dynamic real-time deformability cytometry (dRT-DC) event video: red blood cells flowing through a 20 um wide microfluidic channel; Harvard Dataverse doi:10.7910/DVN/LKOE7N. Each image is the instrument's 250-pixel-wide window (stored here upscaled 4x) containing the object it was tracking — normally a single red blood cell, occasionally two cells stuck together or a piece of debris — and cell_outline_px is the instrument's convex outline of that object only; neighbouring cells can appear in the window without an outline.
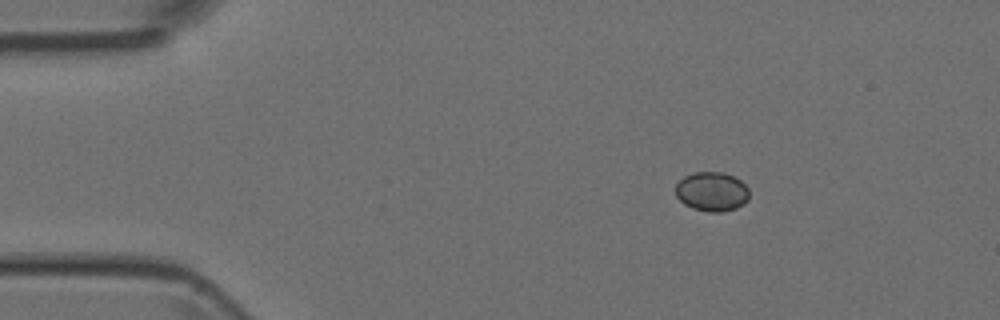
{"species": "Egyptian fruit bat (a non-hibernating species)", "species_latin": "Rousettus aegyptiacus", "temperature_condition": "room temperature", "stored_images_in_passage": 4, "camera_frame_rate_fps": 3000, "um_per_image_px": 0.085, "animal": {"sex": "female"}, "frame": {"image": 1, "passage_image": 1, "time_ms": 0.0, "image_size_px": [1000, 320], "cell_outline_px": [[748, 200], [744, 204], [736, 208], [720, 212], [708, 212], [692, 208], [684, 204], [676, 196], [676, 184], [684, 176], [692, 172], [724, 172], [740, 180], [748, 188]], "centroid_in_image_um": [60.5, 16.28], "position_along_channel_um": 24.5, "area_um2": 16.94}}